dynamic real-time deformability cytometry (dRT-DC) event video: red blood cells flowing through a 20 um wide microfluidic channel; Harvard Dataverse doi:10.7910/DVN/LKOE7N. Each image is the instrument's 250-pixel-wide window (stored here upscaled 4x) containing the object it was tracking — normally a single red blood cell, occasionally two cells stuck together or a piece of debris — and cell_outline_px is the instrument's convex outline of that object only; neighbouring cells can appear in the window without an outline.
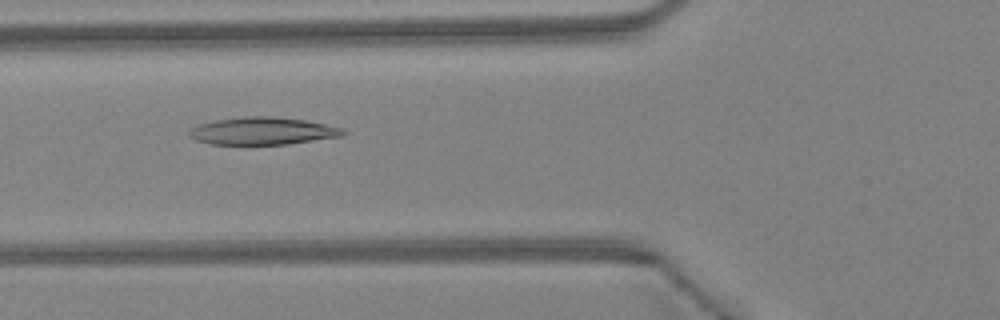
{"species": "Egyptian fruit bat (a non-hibernating species)", "species_latin": "Rousettus aegyptiacus", "temperature_condition": "warm", "stored_images_in_passage": 35, "camera_frame_rate_fps": 3000, "um_per_image_px": 0.085, "animal": {"sex": "female"}, "frame": {"image": 1, "passage_image": 7, "time_ms": 2.0, "image_size_px": [1000, 320], "cell_outline_px": [[348, 132], [344, 136], [288, 144], [212, 144], [196, 140], [188, 136], [188, 132], [192, 128], [200, 124], [216, 120], [244, 116], [272, 116], [304, 120], [344, 128]], "centroid_in_image_um": [22.36, 11.13], "position_along_channel_um": 103.4, "area_um2": 24.62}}
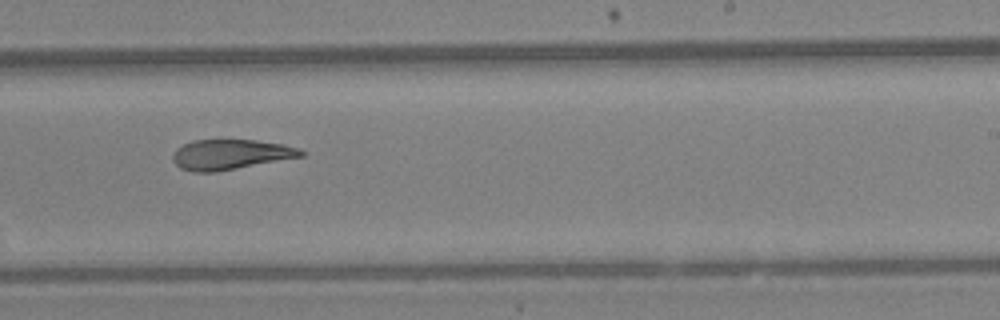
{"frame": {"image": 2, "passage_image": 18, "time_ms": 5.667, "image_size_px": [1000, 320], "cell_outline_px": [[304, 156], [216, 172], [192, 172], [180, 168], [172, 160], [172, 156], [176, 148], [192, 140], [256, 140], [280, 144], [296, 148], [304, 152]], "centroid_in_image_um": [19.54, 13.14], "position_along_channel_um": 269.5, "area_um2": 22.37}}
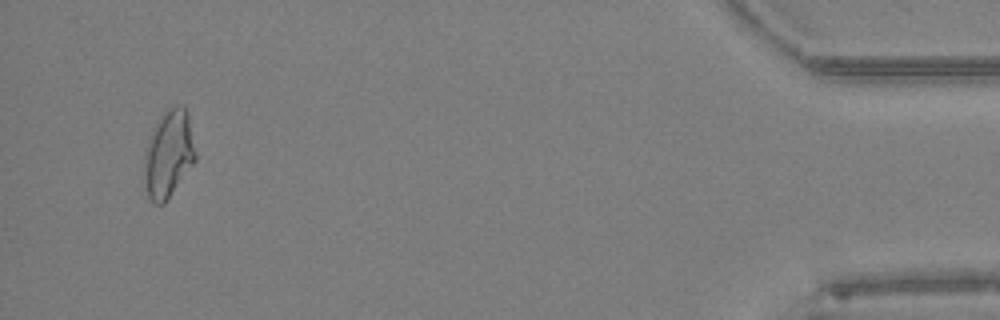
{"frame": {"image": 3, "passage_image": 33, "time_ms": 10.667, "image_size_px": [1000, 320], "cell_outline_px": [[196, 160], [164, 204], [152, 204], [148, 196], [144, 176], [144, 152], [152, 128], [160, 116], [164, 112], [176, 104], [184, 104], [188, 112], [196, 156]], "centroid_in_image_um": [14.32, 13.07], "position_along_channel_um": 420.9, "area_um2": 26.24}, "authors_computed_cell_mechanics": {"area_um2": 24.1026, "velocity_mm_per_s": 4.5547, "shape_relaxation_time_tau1_ms": null, "shape_relaxation_time_tau2_ms": 6.3931, "deformation_change_tau1": null, "deformation_change_tau2": 0.1857}}